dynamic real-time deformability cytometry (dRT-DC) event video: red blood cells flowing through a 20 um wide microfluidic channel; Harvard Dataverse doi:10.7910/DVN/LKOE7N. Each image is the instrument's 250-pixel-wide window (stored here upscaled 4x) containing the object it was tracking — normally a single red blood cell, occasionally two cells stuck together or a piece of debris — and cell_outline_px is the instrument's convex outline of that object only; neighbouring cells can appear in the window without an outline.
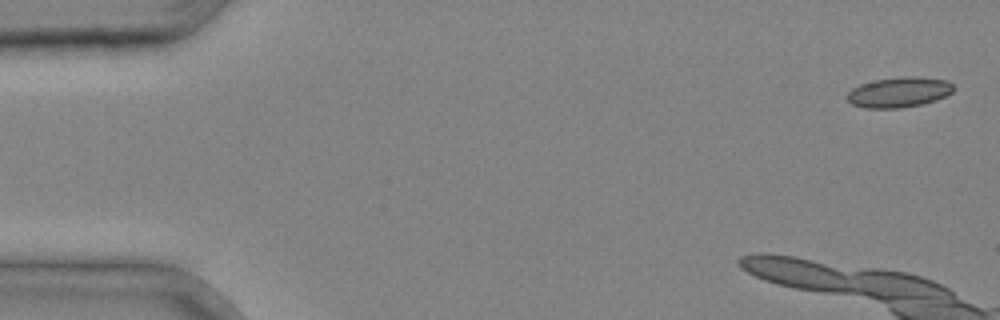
{"species": "common noctule bat (a hibernating species)", "species_latin": "Nyctalus noctula", "temperature_condition": "cold", "stored_images_in_passage": 7, "camera_frame_rate_fps": 3000, "um_per_image_px": 0.085, "animal": {"sex": "male", "body_mass_g": 20.4}, "frame": {"image": 1, "passage_image": 1, "time_ms": 0.0, "image_size_px": [1000, 320], "cell_outline_px": [[956, 88], [952, 92], [936, 100], [920, 104], [900, 108], [864, 108], [852, 104], [844, 96], [852, 88], [860, 84], [876, 80], [904, 76], [916, 76], [948, 80]], "centroid_in_image_um": [76.4, 7.83], "position_along_channel_um": 8.6, "area_um2": 18.84}}